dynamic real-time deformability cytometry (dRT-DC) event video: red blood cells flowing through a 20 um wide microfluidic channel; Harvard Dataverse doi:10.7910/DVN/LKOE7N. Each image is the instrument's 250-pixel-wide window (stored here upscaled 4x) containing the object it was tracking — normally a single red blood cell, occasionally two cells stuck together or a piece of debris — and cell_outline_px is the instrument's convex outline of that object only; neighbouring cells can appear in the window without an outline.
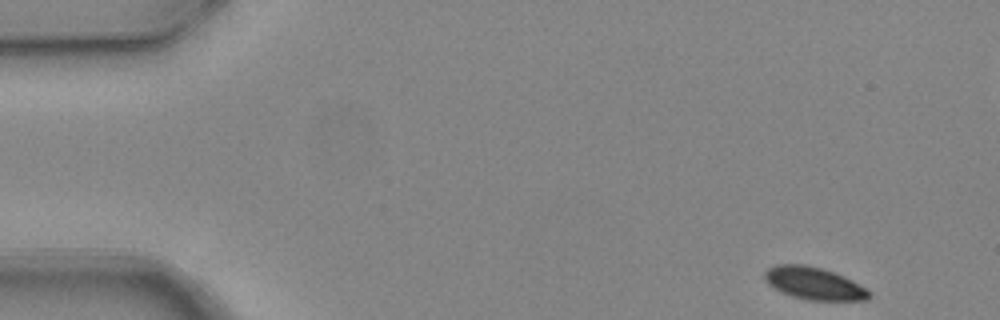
{"species": "common noctule bat (a hibernating species)", "species_latin": "Nyctalus noctula", "temperature_condition": "warm", "stored_images_in_passage": 5, "camera_frame_rate_fps": 3000, "um_per_image_px": 0.085, "animal": {"sex": "female", "body_mass_g": 24.6, "forearm_length_mm": 56.2}, "frame": {"image": 1, "passage_image": 1, "time_ms": 0.0, "image_size_px": [1000, 320], "cell_outline_px": [[872, 296], [868, 300], [808, 300], [792, 296], [780, 292], [768, 284], [764, 280], [764, 272], [768, 268], [776, 264], [804, 264], [836, 272], [868, 288], [872, 292]], "centroid_in_image_um": [69.21, 24.09], "position_along_channel_um": 15.8, "area_um2": 20.06}}